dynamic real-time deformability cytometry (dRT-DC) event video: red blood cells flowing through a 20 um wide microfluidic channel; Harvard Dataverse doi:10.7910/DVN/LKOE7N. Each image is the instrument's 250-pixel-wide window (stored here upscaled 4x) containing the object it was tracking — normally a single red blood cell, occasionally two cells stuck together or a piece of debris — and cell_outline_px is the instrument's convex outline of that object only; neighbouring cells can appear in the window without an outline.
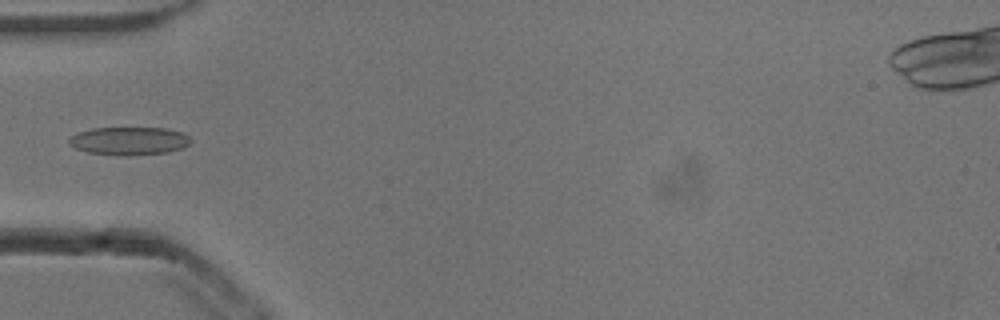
{"species": "common noctule bat (a hibernating species)", "species_latin": "Nyctalus noctula", "temperature_condition": "cold", "stored_images_in_passage": 4, "camera_frame_rate_fps": 3000, "um_per_image_px": 0.085, "animal": {"sex": "male", "body_mass_g": 13.3}, "frame": {"image": 1, "passage_image": 1, "time_ms": 0.0, "image_size_px": [1000, 320], "cell_outline_px": [[192, 140], [184, 148], [168, 152], [124, 156], [116, 156], [88, 152], [76, 148], [68, 140], [72, 136], [80, 132], [92, 128], [168, 128], [180, 132], [188, 136]], "centroid_in_image_um": [11.01, 11.98], "position_along_channel_um": 74.0, "area_um2": 19.83}}